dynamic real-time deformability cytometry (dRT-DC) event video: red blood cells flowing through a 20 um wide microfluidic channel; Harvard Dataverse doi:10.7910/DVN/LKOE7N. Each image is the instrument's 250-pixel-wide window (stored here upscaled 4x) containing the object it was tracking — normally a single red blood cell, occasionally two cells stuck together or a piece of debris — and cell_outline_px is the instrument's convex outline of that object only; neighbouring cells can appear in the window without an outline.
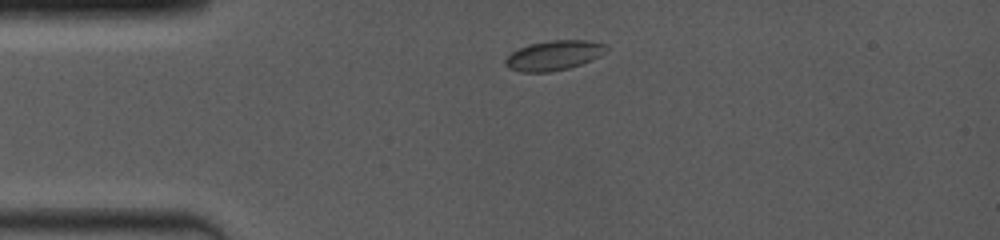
{"species": "common noctule bat (a hibernating species)", "species_latin": "Nyctalus noctula", "temperature_condition": "room temperature", "stored_images_in_passage": 61, "camera_frame_rate_fps": 4000, "um_per_image_px": 0.085, "animal": {"sex": "female", "body_mass_g": 19.0, "forearm_length_mm": 53.3}, "frame": {"image": 1, "passage_image": 1, "time_ms": 0.0, "image_size_px": [1000, 240], "cell_outline_px": [[608, 48], [600, 56], [580, 64], [568, 68], [552, 72], [520, 72], [508, 68], [504, 64], [504, 60], [512, 52], [528, 44], [548, 40], [588, 40], [608, 44]], "centroid_in_image_um": [47.07, 4.7], "position_along_channel_um": 37.9, "area_um2": 17.63}}
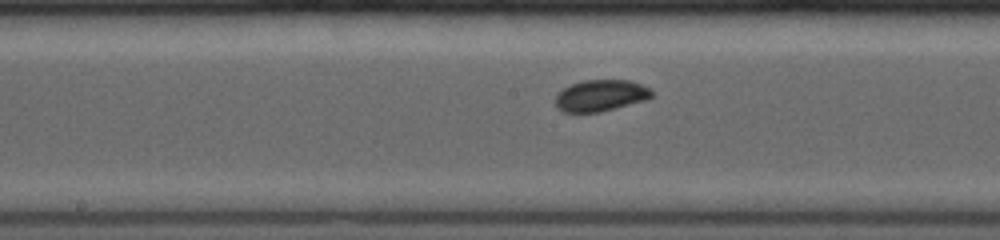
{"frame": {"image": 2, "passage_image": 23, "time_ms": 4.75, "image_size_px": [1000, 240], "cell_outline_px": [[652, 96], [648, 100], [600, 112], [564, 112], [556, 108], [556, 92], [572, 84], [584, 80], [628, 80], [640, 84], [648, 88], [652, 92]], "centroid_in_image_um": [51.04, 8.13], "position_along_channel_um": 197.2, "area_um2": 17.69}}
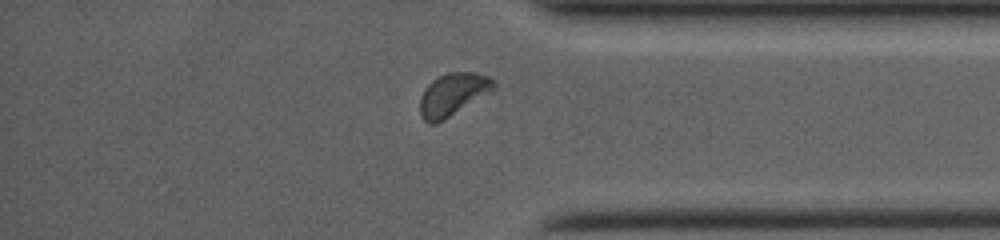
{"frame": {"image": 3, "passage_image": 48, "time_ms": 9.75, "image_size_px": [1000, 240], "cell_outline_px": [[496, 88], [444, 120], [436, 124], [428, 124], [420, 116], [420, 96], [424, 88], [432, 80], [448, 72], [472, 72], [488, 76], [496, 84]], "centroid_in_image_um": [38.45, 8.04], "position_along_channel_um": 396.7, "area_um2": 18.26}, "authors_computed_cell_mechanics": {"area_um2": 17.4556, "velocity_mm_per_s": 4.0208, "shape_relaxation_time_tau1_ms": 2.9526, "shape_relaxation_time_tau2_ms": null, "deformation_change_tau1": 0.0709, "deformation_change_tau2": null}}